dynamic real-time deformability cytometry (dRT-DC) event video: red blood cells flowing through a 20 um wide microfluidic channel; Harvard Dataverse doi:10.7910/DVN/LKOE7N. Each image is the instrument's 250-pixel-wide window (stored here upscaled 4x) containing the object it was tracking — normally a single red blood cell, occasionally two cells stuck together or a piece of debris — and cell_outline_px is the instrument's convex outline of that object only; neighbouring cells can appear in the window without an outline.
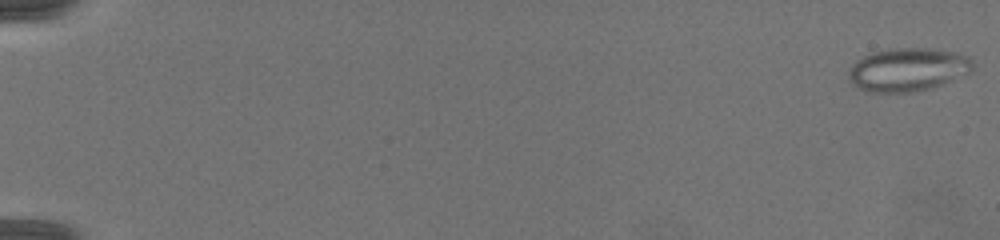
{"species": "common noctule bat (a hibernating species)", "species_latin": "Nyctalus noctula", "temperature_condition": "warm", "stored_images_in_passage": 17, "camera_frame_rate_fps": 3000, "um_per_image_px": 0.085, "animal": {"sex": "female", "body_mass_g": 19.5, "forearm_length_mm": 54.1}, "frame": {"image": 1, "passage_image": 1, "time_ms": 0.0, "image_size_px": [1000, 240], "cell_outline_px": [[972, 68], [968, 72], [944, 84], [932, 88], [912, 92], [864, 92], [856, 88], [848, 80], [848, 68], [856, 60], [872, 52], [888, 48], [932, 48], [956, 52], [972, 56]], "centroid_in_image_um": [77.12, 5.91], "position_along_channel_um": 7.9, "area_um2": 31.85}}
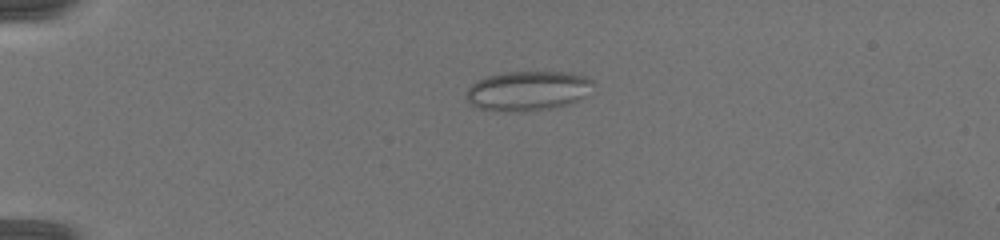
{"frame": {"image": 2, "passage_image": 12, "time_ms": 4.333, "image_size_px": [1000, 240], "cell_outline_px": [[592, 84], [584, 96], [580, 100], [568, 104], [552, 108], [516, 112], [504, 112], [480, 108], [468, 104], [464, 96], [468, 88], [476, 80], [484, 76], [504, 72], [568, 72], [584, 76], [592, 80]], "centroid_in_image_um": [44.78, 7.72], "position_along_channel_um": 40.2, "area_um2": 29.54}}